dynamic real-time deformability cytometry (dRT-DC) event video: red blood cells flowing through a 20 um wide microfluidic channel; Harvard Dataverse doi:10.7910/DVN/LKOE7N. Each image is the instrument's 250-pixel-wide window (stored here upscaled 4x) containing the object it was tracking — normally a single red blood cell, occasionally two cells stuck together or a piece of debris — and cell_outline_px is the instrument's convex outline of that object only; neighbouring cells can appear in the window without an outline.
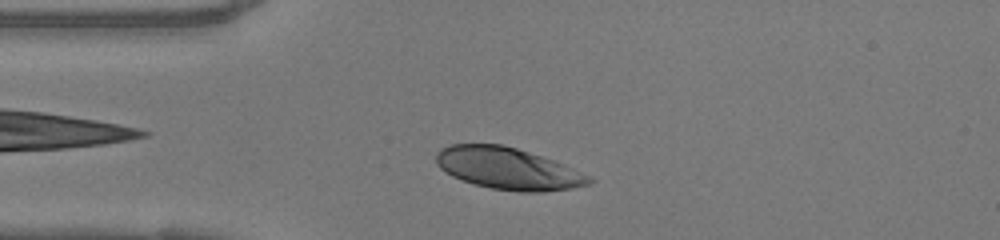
{"species": "human", "species_latin": "Homo sapiens", "temperature_condition": "warm", "stored_images_in_passage": 32, "camera_frame_rate_fps": 3000, "um_per_image_px": 0.085, "donor": {"sex": "female"}, "frame": {"image": 1, "passage_image": 5, "time_ms": 1.333, "image_size_px": [1000, 240], "cell_outline_px": [[596, 180], [588, 184], [572, 188], [544, 192], [520, 192], [492, 188], [472, 184], [452, 176], [444, 172], [436, 164], [436, 152], [440, 148], [452, 144], [504, 144], [556, 160], [592, 176]], "centroid_in_image_um": [43.2, 14.32], "position_along_channel_um": 41.8, "area_um2": 37.8}}
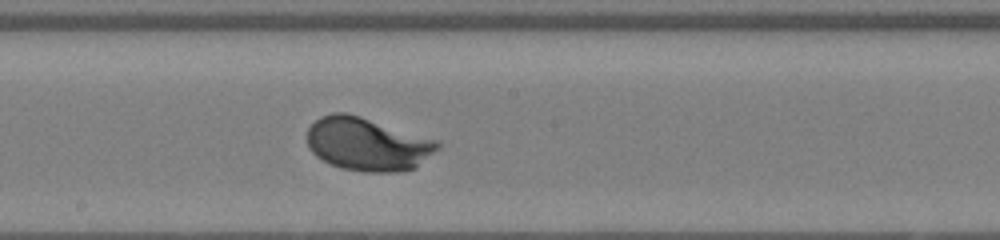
{"frame": {"image": 2, "passage_image": 19, "time_ms": 6.0, "image_size_px": [1000, 240], "cell_outline_px": [[440, 148], [416, 168], [400, 172], [364, 172], [340, 168], [316, 156], [308, 148], [308, 128], [320, 116], [332, 112], [344, 112], [360, 116], [440, 140]], "centroid_in_image_um": [31.27, 12.25], "position_along_channel_um": 216.9, "area_um2": 40.81}}
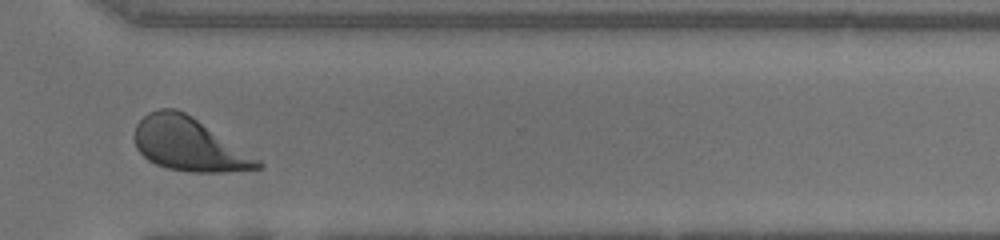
{"frame": {"image": 3, "passage_image": 29, "time_ms": 9.333, "image_size_px": [1000, 240], "cell_outline_px": [[264, 164], [260, 168], [224, 172], [188, 172], [168, 168], [156, 164], [148, 160], [136, 148], [132, 136], [136, 124], [148, 112], [160, 108], [176, 108], [192, 116], [260, 160]], "centroid_in_image_um": [16.0, 12.26], "position_along_channel_um": 354.6, "area_um2": 38.09}, "authors_computed_cell_mechanics": {"area_um2": 38.3214, "velocity_mm_per_s": 4.1134, "shape_relaxation_time_tau1_ms": 2.0932, "shape_relaxation_time_tau2_ms": null, "deformation_change_tau1": 0.1776, "deformation_change_tau2": null}}